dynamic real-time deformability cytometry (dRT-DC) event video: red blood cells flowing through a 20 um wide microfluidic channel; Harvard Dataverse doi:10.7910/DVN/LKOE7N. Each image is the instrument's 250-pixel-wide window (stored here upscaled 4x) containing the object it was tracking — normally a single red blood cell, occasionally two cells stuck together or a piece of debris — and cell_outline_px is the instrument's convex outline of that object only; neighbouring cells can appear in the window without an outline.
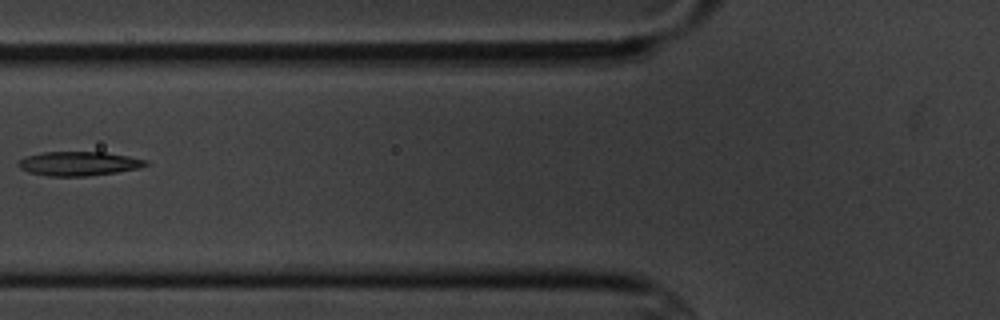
{"species": "common noctule bat (a hibernating species)", "species_latin": "Nyctalus noctula", "temperature_condition": "cold", "stored_images_in_passage": 13, "camera_frame_rate_fps": 3000, "um_per_image_px": 0.085, "animal": {"sex": "male", "body_mass_g": 20.1, "forearm_length_mm": 53.5}, "frame": {"image": 1, "passage_image": 4, "time_ms": 3.333, "image_size_px": [1000, 320], "cell_outline_px": [[152, 164], [140, 168], [116, 172], [88, 176], [48, 176], [28, 172], [20, 168], [16, 164], [20, 160], [28, 156], [40, 152], [104, 152], [128, 156], [148, 160]], "centroid_in_image_um": [6.73, 13.91], "position_along_channel_um": 119.1, "area_um2": 18.03}}
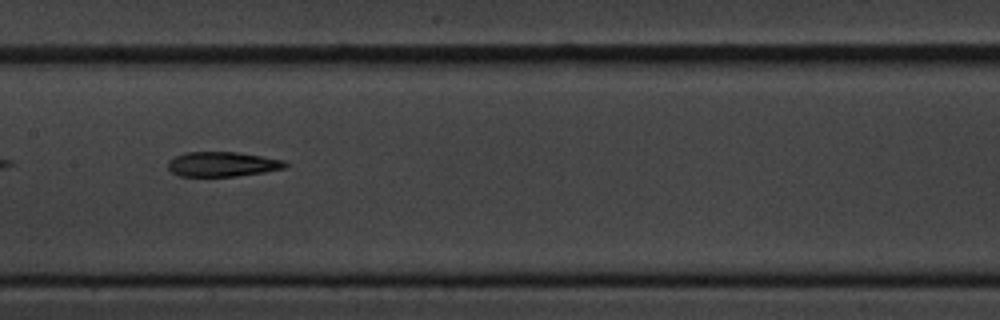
{"frame": {"image": 2, "passage_image": 6, "time_ms": 5.333, "image_size_px": [1000, 320], "cell_outline_px": [[288, 164], [284, 168], [264, 172], [236, 176], [180, 176], [172, 172], [168, 168], [168, 160], [184, 152], [236, 152], [284, 160]], "centroid_in_image_um": [18.88, 13.95], "position_along_channel_um": 188.5, "area_um2": 16.82}}
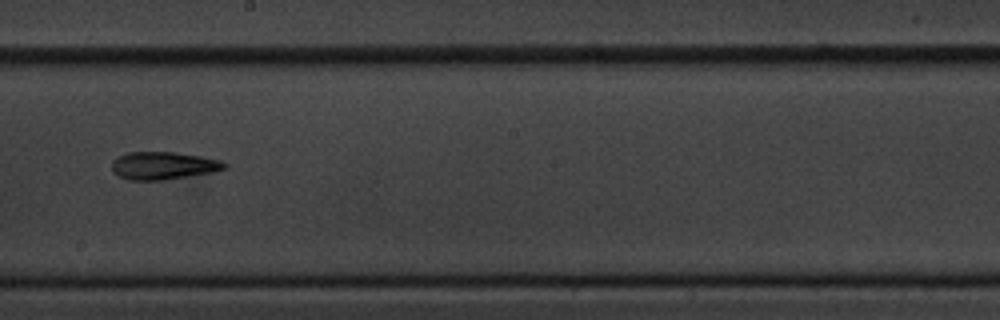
{"frame": {"image": 3, "passage_image": 7, "time_ms": 6.667, "image_size_px": [1000, 320], "cell_outline_px": [[228, 168], [212, 172], [164, 180], [128, 180], [112, 172], [112, 160], [128, 152], [172, 152], [200, 156], [220, 160], [228, 164]], "centroid_in_image_um": [13.88, 14.08], "position_along_channel_um": 234.3, "area_um2": 18.15}}